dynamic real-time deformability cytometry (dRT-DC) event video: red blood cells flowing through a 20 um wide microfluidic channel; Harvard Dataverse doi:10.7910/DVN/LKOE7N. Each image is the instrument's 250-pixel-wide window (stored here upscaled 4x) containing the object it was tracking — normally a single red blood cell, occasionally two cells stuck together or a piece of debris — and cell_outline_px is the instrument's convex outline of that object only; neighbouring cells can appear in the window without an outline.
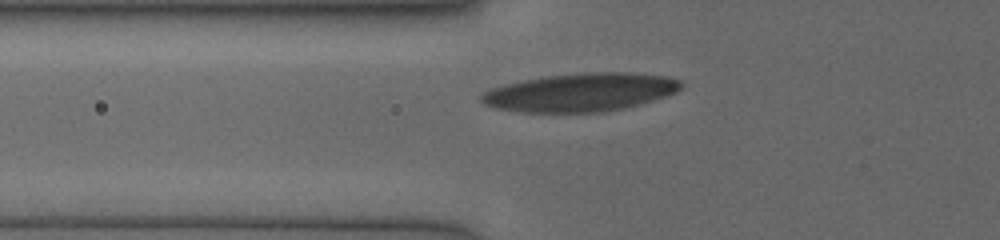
{"species": "human", "species_latin": "Homo sapiens", "temperature_condition": "cold", "stored_images_in_passage": 6, "camera_frame_rate_fps": 3000, "um_per_image_px": 0.085, "donor": {"sex": "female"}, "frame": {"image": 1, "passage_image": 3, "time_ms": 0.333, "image_size_px": [1000, 240], "cell_outline_px": [[684, 84], [676, 92], [668, 96], [640, 104], [624, 108], [600, 112], [520, 112], [492, 108], [484, 104], [480, 100], [480, 96], [484, 92], [492, 88], [504, 84], [544, 76], [580, 72], [632, 72], [668, 76], [680, 80]], "centroid_in_image_um": [49.36, 7.84], "position_along_channel_um": 76.4, "area_um2": 44.97}}